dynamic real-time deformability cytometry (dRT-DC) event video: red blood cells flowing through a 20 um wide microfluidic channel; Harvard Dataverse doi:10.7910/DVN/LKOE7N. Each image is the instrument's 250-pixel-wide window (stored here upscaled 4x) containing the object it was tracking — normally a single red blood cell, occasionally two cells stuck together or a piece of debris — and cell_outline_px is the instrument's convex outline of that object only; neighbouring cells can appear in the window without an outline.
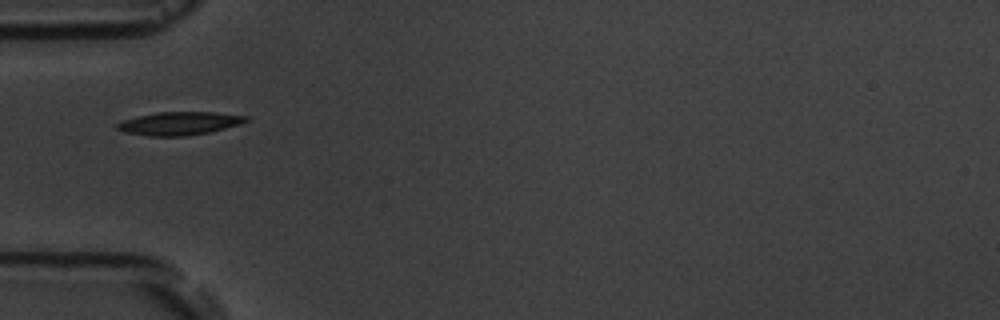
{"species": "common noctule bat (a hibernating species)", "species_latin": "Nyctalus noctula", "temperature_condition": "room temperature", "stored_images_in_passage": 4, "camera_frame_rate_fps": 3000, "um_per_image_px": 0.085, "animal": {"sex": "male", "body_mass_g": 19.5, "forearm_length_mm": 54.6}, "frame": {"image": 1, "passage_image": 1, "time_ms": 0.0, "image_size_px": [1000, 320], "cell_outline_px": [[248, 120], [224, 128], [208, 132], [184, 136], [152, 136], [124, 132], [116, 128], [116, 124], [124, 120], [136, 116], [156, 112], [216, 112], [248, 116]], "centroid_in_image_um": [15.2, 10.48], "position_along_channel_um": 69.8, "area_um2": 17.17}}
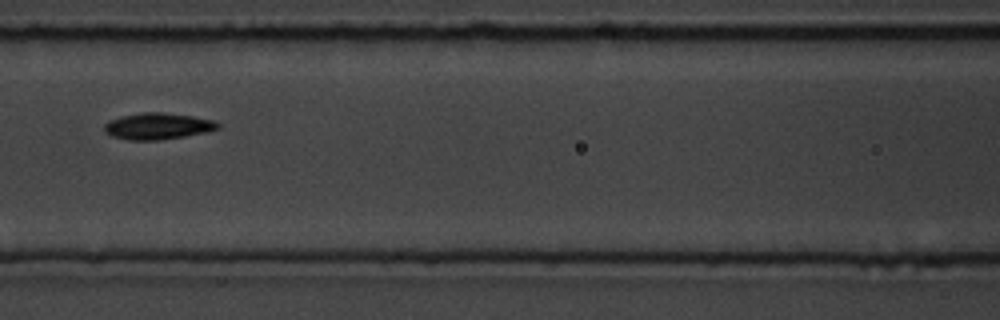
{"frame": {"image": 2, "passage_image": 3, "time_ms": 2.333, "image_size_px": [1000, 320], "cell_outline_px": [[220, 128], [204, 132], [184, 136], [160, 140], [128, 140], [112, 136], [104, 132], [104, 124], [108, 120], [120, 116], [140, 112], [164, 112], [192, 116], [216, 120], [220, 124]], "centroid_in_image_um": [13.38, 10.71], "position_along_channel_um": 153.2, "area_um2": 17.69}}
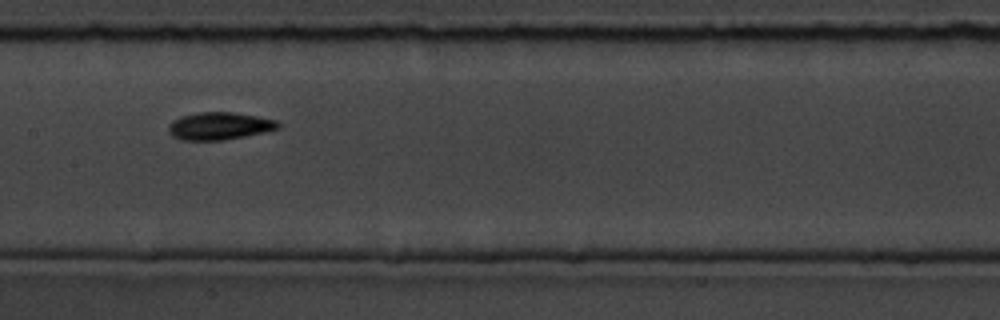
{"frame": {"image": 3, "passage_image": 4, "time_ms": 3.333, "image_size_px": [1000, 320], "cell_outline_px": [[280, 128], [264, 132], [224, 140], [180, 140], [172, 136], [168, 132], [168, 124], [172, 120], [180, 116], [200, 112], [232, 112], [256, 116], [276, 120], [280, 124]], "centroid_in_image_um": [18.61, 10.71], "position_along_channel_um": 188.8, "area_um2": 17.63}}